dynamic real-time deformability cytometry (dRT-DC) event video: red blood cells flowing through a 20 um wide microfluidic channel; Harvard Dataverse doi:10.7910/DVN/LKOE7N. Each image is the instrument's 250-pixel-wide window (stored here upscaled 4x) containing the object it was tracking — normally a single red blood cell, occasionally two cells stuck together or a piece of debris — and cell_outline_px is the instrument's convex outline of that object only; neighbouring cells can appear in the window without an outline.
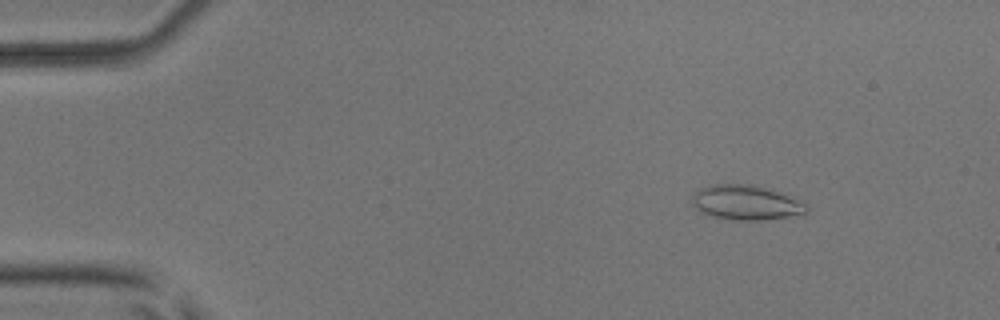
{"species": "common noctule bat (a hibernating species)", "species_latin": "Nyctalus noctula", "temperature_condition": "room temperature", "stored_images_in_passage": 53, "camera_frame_rate_fps": 3000, "um_per_image_px": 0.085, "animal": {"sex": "male", "body_mass_g": 17.9, "forearm_length_mm": 54.2}, "frame": {"image": 1, "passage_image": 7, "time_ms": 2.0, "image_size_px": [1000, 320], "cell_outline_px": [[808, 212], [760, 220], [732, 220], [712, 216], [700, 212], [692, 204], [692, 196], [700, 188], [712, 184], [752, 184], [784, 192], [808, 204]], "centroid_in_image_um": [63.41, 17.2], "position_along_channel_um": 21.6, "area_um2": 23.29}}
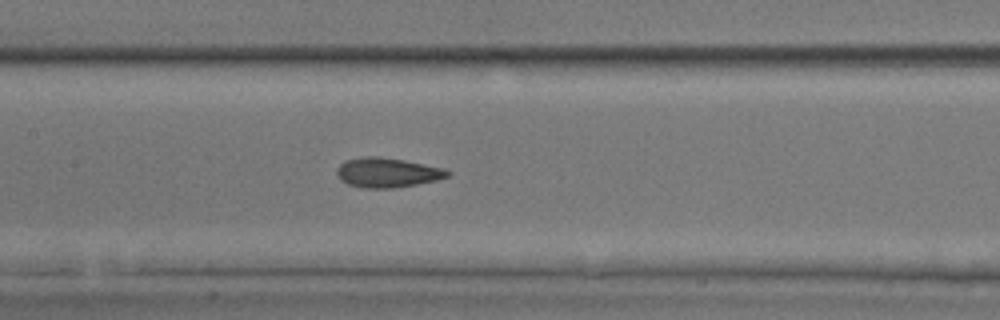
{"frame": {"image": 2, "passage_image": 26, "time_ms": 8.333, "image_size_px": [1000, 320], "cell_outline_px": [[452, 172], [448, 176], [436, 180], [416, 184], [392, 188], [364, 188], [348, 184], [340, 180], [336, 172], [336, 168], [344, 160], [364, 156], [376, 156], [404, 160], [444, 168]], "centroid_in_image_um": [32.89, 14.66], "position_along_channel_um": 174.5, "area_um2": 19.13}}
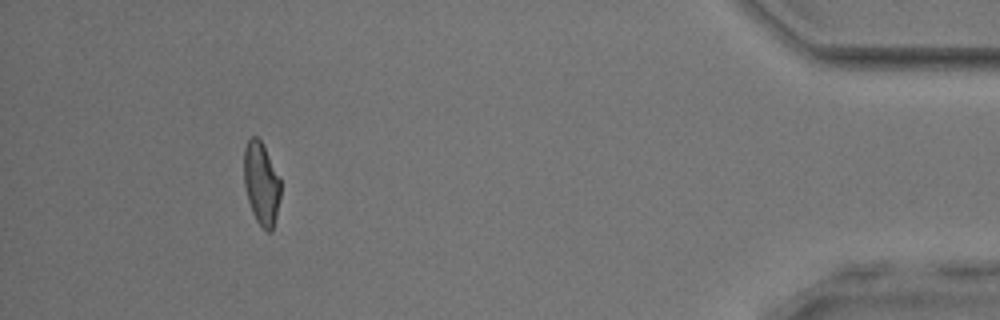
{"frame": {"image": 3, "passage_image": 49, "time_ms": 16.0, "image_size_px": [1000, 320], "cell_outline_px": [[280, 196], [276, 216], [272, 232], [268, 232], [256, 220], [252, 212], [248, 200], [244, 184], [244, 148], [248, 140], [252, 136], [256, 136], [260, 140], [280, 176]], "centroid_in_image_um": [22.21, 15.59], "position_along_channel_um": 413.0, "area_um2": 17.57}, "authors_computed_cell_mechanics": {"area_um2": 18.8428, "velocity_mm_per_s": 3.8931, "shape_relaxation_time_tau1_ms": 4.6705, "shape_relaxation_time_tau2_ms": 1.7452, "deformation_change_tau1": 0.1309, "deformation_change_tau2": 0.0863}}